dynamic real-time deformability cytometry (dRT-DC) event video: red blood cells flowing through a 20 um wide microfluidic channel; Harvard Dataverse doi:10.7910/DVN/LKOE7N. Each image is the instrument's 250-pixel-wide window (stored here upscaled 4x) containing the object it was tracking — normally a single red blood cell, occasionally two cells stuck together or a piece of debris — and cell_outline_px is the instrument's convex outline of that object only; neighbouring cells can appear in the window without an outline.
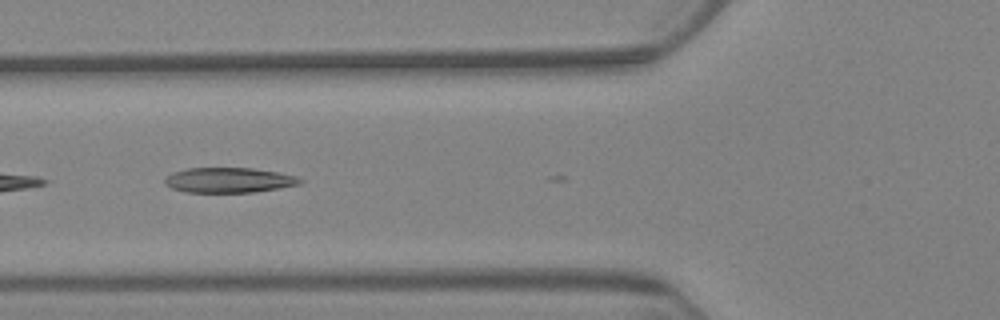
{"species": "Egyptian fruit bat (a non-hibernating species)", "species_latin": "Rousettus aegyptiacus", "temperature_condition": "warm", "stored_images_in_passage": 7, "camera_frame_rate_fps": 3000, "um_per_image_px": 0.085, "animal": {"sex": "female"}, "frame": {"image": 1, "passage_image": 6, "time_ms": 6.667, "image_size_px": [1000, 320], "cell_outline_px": [[304, 180], [300, 184], [280, 188], [256, 192], [184, 192], [172, 188], [164, 184], [164, 180], [172, 172], [188, 168], [252, 168], [276, 172], [296, 176]], "centroid_in_image_um": [19.45, 15.31], "position_along_channel_um": 106.3, "area_um2": 19.77}}